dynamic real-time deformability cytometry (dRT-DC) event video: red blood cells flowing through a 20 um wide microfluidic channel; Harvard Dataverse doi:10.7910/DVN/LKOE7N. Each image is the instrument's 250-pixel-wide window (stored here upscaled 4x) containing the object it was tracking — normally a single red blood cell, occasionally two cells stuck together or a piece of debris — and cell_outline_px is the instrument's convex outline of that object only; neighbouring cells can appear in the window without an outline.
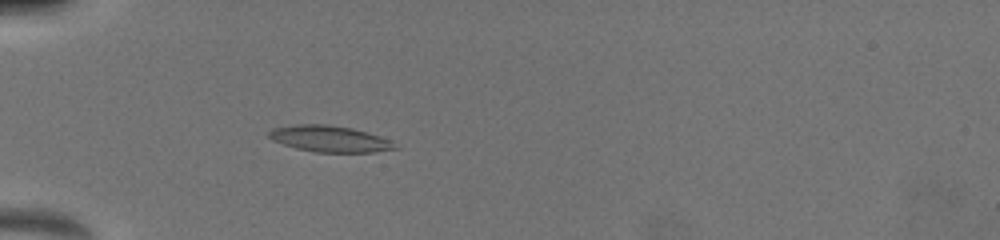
{"species": "common noctule bat (a hibernating species)", "species_latin": "Nyctalus noctula", "temperature_condition": "warm", "stored_images_in_passage": 26, "camera_frame_rate_fps": 3000, "um_per_image_px": 0.085, "animal": {"sex": "female", "body_mass_g": 19.5, "forearm_length_mm": 54.1}, "frame": {"image": 1, "passage_image": 5, "time_ms": 2.333, "image_size_px": [1000, 240], "cell_outline_px": [[400, 148], [372, 152], [316, 152], [296, 148], [272, 140], [268, 136], [268, 132], [272, 128], [296, 124], [328, 124], [352, 128], [388, 140]], "centroid_in_image_um": [27.96, 11.79], "position_along_channel_um": 57.0, "area_um2": 19.02}}
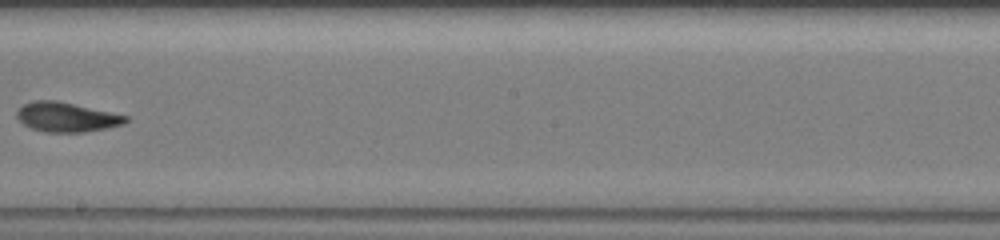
{"frame": {"image": 2, "passage_image": 14, "time_ms": 7.333, "image_size_px": [1000, 240], "cell_outline_px": [[128, 120], [124, 124], [84, 132], [44, 132], [32, 128], [24, 124], [16, 116], [16, 112], [24, 104], [32, 100], [56, 100], [128, 116]], "centroid_in_image_um": [5.63, 9.95], "position_along_channel_um": 242.6, "area_um2": 18.5}}
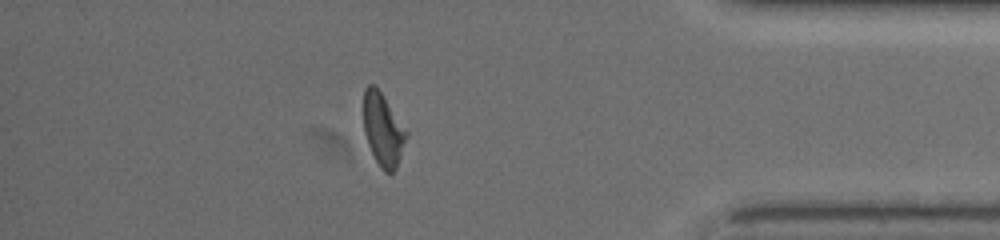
{"frame": {"image": 3, "passage_image": 23, "time_ms": 12.0, "image_size_px": [1000, 240], "cell_outline_px": [[408, 136], [396, 168], [392, 172], [384, 172], [380, 168], [368, 144], [364, 132], [364, 88], [368, 84], [372, 84], [380, 92], [408, 132]], "centroid_in_image_um": [32.56, 11.04], "position_along_channel_um": 402.6, "area_um2": 17.8}, "authors_computed_cell_mechanics": {"area_um2": 18.5827, "velocity_mm_per_s": 4.0277, "shape_relaxation_time_tau1_ms": 5.4422, "shape_relaxation_time_tau2_ms": 4.518, "deformation_change_tau1": 0.2104, "deformation_change_tau2": 0.0722}}